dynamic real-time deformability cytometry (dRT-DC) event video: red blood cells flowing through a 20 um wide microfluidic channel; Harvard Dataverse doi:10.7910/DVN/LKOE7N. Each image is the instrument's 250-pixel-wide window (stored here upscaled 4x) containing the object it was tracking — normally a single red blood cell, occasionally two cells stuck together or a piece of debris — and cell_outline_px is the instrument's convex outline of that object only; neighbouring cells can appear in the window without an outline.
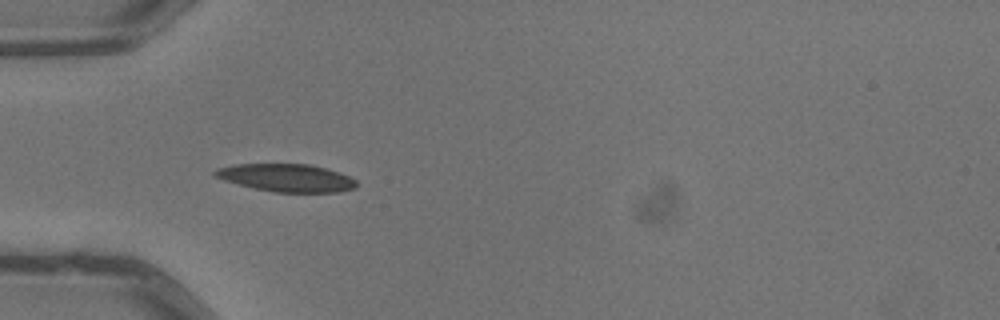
{"species": "common noctule bat (a hibernating species)", "species_latin": "Nyctalus noctula", "temperature_condition": "warm", "stored_images_in_passage": 2, "camera_frame_rate_fps": 3000, "um_per_image_px": 0.085, "animal": {"sex": "male", "body_mass_g": 13.3}, "frame": {"image": 1, "passage_image": 1, "time_ms": 0.0, "image_size_px": [1000, 320], "cell_outline_px": [[356, 188], [340, 192], [276, 192], [256, 188], [224, 180], [212, 176], [212, 172], [216, 168], [236, 164], [308, 164], [340, 172], [356, 180]], "centroid_in_image_um": [24.35, 15.11], "position_along_channel_um": 60.7, "area_um2": 22.77}}
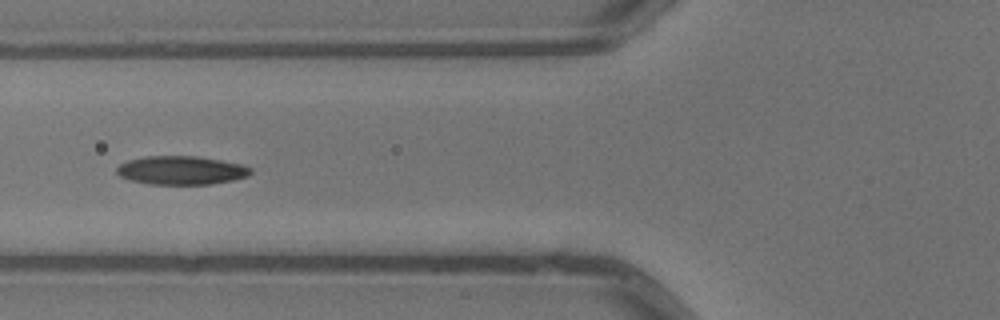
{"frame": {"image": 2, "passage_image": 2, "time_ms": 0.333, "image_size_px": [1000, 320], "cell_outline_px": [[252, 172], [248, 176], [232, 180], [212, 184], [148, 184], [128, 180], [120, 176], [116, 172], [116, 168], [120, 164], [128, 160], [144, 156], [196, 156], [244, 164], [252, 168]], "centroid_in_image_um": [15.4, 14.47], "position_along_channel_um": 110.4, "area_um2": 22.48}}